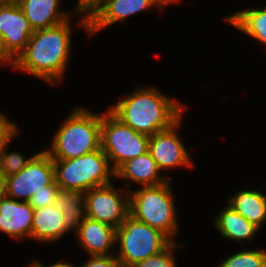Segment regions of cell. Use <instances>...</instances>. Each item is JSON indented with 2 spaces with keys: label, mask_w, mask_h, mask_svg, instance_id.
<instances>
[{
  "label": "cell",
  "mask_w": 266,
  "mask_h": 267,
  "mask_svg": "<svg viewBox=\"0 0 266 267\" xmlns=\"http://www.w3.org/2000/svg\"><path fill=\"white\" fill-rule=\"evenodd\" d=\"M72 18L52 28L34 31L11 70L41 79L51 86L62 83L72 55Z\"/></svg>",
  "instance_id": "6da1fadb"
},
{
  "label": "cell",
  "mask_w": 266,
  "mask_h": 267,
  "mask_svg": "<svg viewBox=\"0 0 266 267\" xmlns=\"http://www.w3.org/2000/svg\"><path fill=\"white\" fill-rule=\"evenodd\" d=\"M186 108L176 98L150 85L134 88L107 109L123 124L150 137L171 128L185 116Z\"/></svg>",
  "instance_id": "7a4b0ae2"
},
{
  "label": "cell",
  "mask_w": 266,
  "mask_h": 267,
  "mask_svg": "<svg viewBox=\"0 0 266 267\" xmlns=\"http://www.w3.org/2000/svg\"><path fill=\"white\" fill-rule=\"evenodd\" d=\"M45 148L52 160H69L101 148V113L74 106Z\"/></svg>",
  "instance_id": "3957f363"
},
{
  "label": "cell",
  "mask_w": 266,
  "mask_h": 267,
  "mask_svg": "<svg viewBox=\"0 0 266 267\" xmlns=\"http://www.w3.org/2000/svg\"><path fill=\"white\" fill-rule=\"evenodd\" d=\"M171 185L170 179L160 185L133 189L129 192V214L176 242L180 223Z\"/></svg>",
  "instance_id": "277c9868"
},
{
  "label": "cell",
  "mask_w": 266,
  "mask_h": 267,
  "mask_svg": "<svg viewBox=\"0 0 266 267\" xmlns=\"http://www.w3.org/2000/svg\"><path fill=\"white\" fill-rule=\"evenodd\" d=\"M55 181L61 189L79 190L81 193L112 183L115 171L100 148L89 154L69 160H53Z\"/></svg>",
  "instance_id": "5b68a950"
},
{
  "label": "cell",
  "mask_w": 266,
  "mask_h": 267,
  "mask_svg": "<svg viewBox=\"0 0 266 267\" xmlns=\"http://www.w3.org/2000/svg\"><path fill=\"white\" fill-rule=\"evenodd\" d=\"M172 241L161 231L128 215L116 229L115 257L121 267H132L137 262L163 251Z\"/></svg>",
  "instance_id": "8992f818"
},
{
  "label": "cell",
  "mask_w": 266,
  "mask_h": 267,
  "mask_svg": "<svg viewBox=\"0 0 266 267\" xmlns=\"http://www.w3.org/2000/svg\"><path fill=\"white\" fill-rule=\"evenodd\" d=\"M149 136L123 124L108 109L101 111V149L116 171L123 163L148 151Z\"/></svg>",
  "instance_id": "52a82bcc"
},
{
  "label": "cell",
  "mask_w": 266,
  "mask_h": 267,
  "mask_svg": "<svg viewBox=\"0 0 266 267\" xmlns=\"http://www.w3.org/2000/svg\"><path fill=\"white\" fill-rule=\"evenodd\" d=\"M110 183L84 192L86 217L115 227L129 215V192Z\"/></svg>",
  "instance_id": "ba28073f"
},
{
  "label": "cell",
  "mask_w": 266,
  "mask_h": 267,
  "mask_svg": "<svg viewBox=\"0 0 266 267\" xmlns=\"http://www.w3.org/2000/svg\"><path fill=\"white\" fill-rule=\"evenodd\" d=\"M55 180L53 160L45 151H38L17 174L6 177L7 197L28 202L33 194Z\"/></svg>",
  "instance_id": "9c48e42d"
},
{
  "label": "cell",
  "mask_w": 266,
  "mask_h": 267,
  "mask_svg": "<svg viewBox=\"0 0 266 267\" xmlns=\"http://www.w3.org/2000/svg\"><path fill=\"white\" fill-rule=\"evenodd\" d=\"M182 120L183 117L171 128L149 137L148 151L162 173L169 169L184 167L191 170L195 167L192 154L178 134Z\"/></svg>",
  "instance_id": "30bf717a"
},
{
  "label": "cell",
  "mask_w": 266,
  "mask_h": 267,
  "mask_svg": "<svg viewBox=\"0 0 266 267\" xmlns=\"http://www.w3.org/2000/svg\"><path fill=\"white\" fill-rule=\"evenodd\" d=\"M156 8L162 12V7L156 0H103L88 15V33L91 38L99 31L110 28L116 23H125L131 16L141 14L147 10Z\"/></svg>",
  "instance_id": "8fae6325"
},
{
  "label": "cell",
  "mask_w": 266,
  "mask_h": 267,
  "mask_svg": "<svg viewBox=\"0 0 266 267\" xmlns=\"http://www.w3.org/2000/svg\"><path fill=\"white\" fill-rule=\"evenodd\" d=\"M34 33L16 1L0 2V38L5 54L14 62Z\"/></svg>",
  "instance_id": "7c38bea8"
},
{
  "label": "cell",
  "mask_w": 266,
  "mask_h": 267,
  "mask_svg": "<svg viewBox=\"0 0 266 267\" xmlns=\"http://www.w3.org/2000/svg\"><path fill=\"white\" fill-rule=\"evenodd\" d=\"M16 2L34 31L52 28L72 16L80 17L81 15L78 24L75 25L88 33V16L75 8L72 10L73 12L63 11L60 7L63 0H17Z\"/></svg>",
  "instance_id": "4fadbf2b"
},
{
  "label": "cell",
  "mask_w": 266,
  "mask_h": 267,
  "mask_svg": "<svg viewBox=\"0 0 266 267\" xmlns=\"http://www.w3.org/2000/svg\"><path fill=\"white\" fill-rule=\"evenodd\" d=\"M115 178H118V181L124 180L123 188L131 192L133 183L140 187L156 186L167 182L171 177L166 173L162 174L150 152L147 151L123 163L115 171Z\"/></svg>",
  "instance_id": "5bb4252c"
},
{
  "label": "cell",
  "mask_w": 266,
  "mask_h": 267,
  "mask_svg": "<svg viewBox=\"0 0 266 267\" xmlns=\"http://www.w3.org/2000/svg\"><path fill=\"white\" fill-rule=\"evenodd\" d=\"M73 233L79 243L78 246L85 250L87 255L96 256L115 254V227L85 217Z\"/></svg>",
  "instance_id": "9a60e30c"
},
{
  "label": "cell",
  "mask_w": 266,
  "mask_h": 267,
  "mask_svg": "<svg viewBox=\"0 0 266 267\" xmlns=\"http://www.w3.org/2000/svg\"><path fill=\"white\" fill-rule=\"evenodd\" d=\"M34 208L28 203L5 197L0 202V231L14 240H31Z\"/></svg>",
  "instance_id": "2e32d148"
},
{
  "label": "cell",
  "mask_w": 266,
  "mask_h": 267,
  "mask_svg": "<svg viewBox=\"0 0 266 267\" xmlns=\"http://www.w3.org/2000/svg\"><path fill=\"white\" fill-rule=\"evenodd\" d=\"M72 230L54 204L34 209L31 240L40 244L60 241Z\"/></svg>",
  "instance_id": "e0dca14e"
},
{
  "label": "cell",
  "mask_w": 266,
  "mask_h": 267,
  "mask_svg": "<svg viewBox=\"0 0 266 267\" xmlns=\"http://www.w3.org/2000/svg\"><path fill=\"white\" fill-rule=\"evenodd\" d=\"M225 206L213 218V227L220 234L221 238L236 242L245 247V243L253 242L256 234L261 230L246 220L231 205L227 203Z\"/></svg>",
  "instance_id": "ac0fdd59"
},
{
  "label": "cell",
  "mask_w": 266,
  "mask_h": 267,
  "mask_svg": "<svg viewBox=\"0 0 266 267\" xmlns=\"http://www.w3.org/2000/svg\"><path fill=\"white\" fill-rule=\"evenodd\" d=\"M231 205L246 220L260 230L266 224V193L257 189H239L227 199Z\"/></svg>",
  "instance_id": "d6986e66"
},
{
  "label": "cell",
  "mask_w": 266,
  "mask_h": 267,
  "mask_svg": "<svg viewBox=\"0 0 266 267\" xmlns=\"http://www.w3.org/2000/svg\"><path fill=\"white\" fill-rule=\"evenodd\" d=\"M229 26L244 33L266 47V5L264 7H245L233 14L223 16ZM266 50V49H265Z\"/></svg>",
  "instance_id": "ffe728a7"
},
{
  "label": "cell",
  "mask_w": 266,
  "mask_h": 267,
  "mask_svg": "<svg viewBox=\"0 0 266 267\" xmlns=\"http://www.w3.org/2000/svg\"><path fill=\"white\" fill-rule=\"evenodd\" d=\"M53 204L63 214L73 232L86 217L84 194L79 190L60 188Z\"/></svg>",
  "instance_id": "44dd1931"
},
{
  "label": "cell",
  "mask_w": 266,
  "mask_h": 267,
  "mask_svg": "<svg viewBox=\"0 0 266 267\" xmlns=\"http://www.w3.org/2000/svg\"><path fill=\"white\" fill-rule=\"evenodd\" d=\"M245 248L230 254L216 267H266L265 249L261 247H257L256 250L247 249L246 246Z\"/></svg>",
  "instance_id": "7402d4cb"
},
{
  "label": "cell",
  "mask_w": 266,
  "mask_h": 267,
  "mask_svg": "<svg viewBox=\"0 0 266 267\" xmlns=\"http://www.w3.org/2000/svg\"><path fill=\"white\" fill-rule=\"evenodd\" d=\"M184 245L179 241L171 242L163 251L137 262L132 267H178L175 252L184 248Z\"/></svg>",
  "instance_id": "603a6c76"
},
{
  "label": "cell",
  "mask_w": 266,
  "mask_h": 267,
  "mask_svg": "<svg viewBox=\"0 0 266 267\" xmlns=\"http://www.w3.org/2000/svg\"><path fill=\"white\" fill-rule=\"evenodd\" d=\"M10 144L11 142L7 145L0 160V171L6 177L19 173L36 154L34 153L32 156L26 158V156L19 151L10 152L8 150Z\"/></svg>",
  "instance_id": "cb8c5ba5"
},
{
  "label": "cell",
  "mask_w": 266,
  "mask_h": 267,
  "mask_svg": "<svg viewBox=\"0 0 266 267\" xmlns=\"http://www.w3.org/2000/svg\"><path fill=\"white\" fill-rule=\"evenodd\" d=\"M19 130L18 125L7 114L0 112V160L7 145L19 136Z\"/></svg>",
  "instance_id": "d4e9b609"
},
{
  "label": "cell",
  "mask_w": 266,
  "mask_h": 267,
  "mask_svg": "<svg viewBox=\"0 0 266 267\" xmlns=\"http://www.w3.org/2000/svg\"><path fill=\"white\" fill-rule=\"evenodd\" d=\"M59 189L60 187L54 180L50 185L43 187L42 190L33 194L28 203L34 209L52 205L56 200Z\"/></svg>",
  "instance_id": "484cf974"
},
{
  "label": "cell",
  "mask_w": 266,
  "mask_h": 267,
  "mask_svg": "<svg viewBox=\"0 0 266 267\" xmlns=\"http://www.w3.org/2000/svg\"><path fill=\"white\" fill-rule=\"evenodd\" d=\"M81 264L78 267H121L115 254L89 256L88 260H84Z\"/></svg>",
  "instance_id": "4316f807"
},
{
  "label": "cell",
  "mask_w": 266,
  "mask_h": 267,
  "mask_svg": "<svg viewBox=\"0 0 266 267\" xmlns=\"http://www.w3.org/2000/svg\"><path fill=\"white\" fill-rule=\"evenodd\" d=\"M34 261L40 266V267H77L75 264H73L72 262L68 261L67 262L64 260V261H57V262H54L53 264L51 263L50 265L48 264L45 265L43 262H41L40 260L34 258Z\"/></svg>",
  "instance_id": "83f0119b"
},
{
  "label": "cell",
  "mask_w": 266,
  "mask_h": 267,
  "mask_svg": "<svg viewBox=\"0 0 266 267\" xmlns=\"http://www.w3.org/2000/svg\"><path fill=\"white\" fill-rule=\"evenodd\" d=\"M13 61L5 54L0 38V66L12 68Z\"/></svg>",
  "instance_id": "f1b7e54d"
},
{
  "label": "cell",
  "mask_w": 266,
  "mask_h": 267,
  "mask_svg": "<svg viewBox=\"0 0 266 267\" xmlns=\"http://www.w3.org/2000/svg\"><path fill=\"white\" fill-rule=\"evenodd\" d=\"M75 9L83 11L87 16L89 15V0H77Z\"/></svg>",
  "instance_id": "f546056e"
},
{
  "label": "cell",
  "mask_w": 266,
  "mask_h": 267,
  "mask_svg": "<svg viewBox=\"0 0 266 267\" xmlns=\"http://www.w3.org/2000/svg\"><path fill=\"white\" fill-rule=\"evenodd\" d=\"M7 197L6 176L0 171V202Z\"/></svg>",
  "instance_id": "4dcf8cb0"
},
{
  "label": "cell",
  "mask_w": 266,
  "mask_h": 267,
  "mask_svg": "<svg viewBox=\"0 0 266 267\" xmlns=\"http://www.w3.org/2000/svg\"><path fill=\"white\" fill-rule=\"evenodd\" d=\"M157 3L162 7L163 10L166 9V7H170V5L174 4H178L180 2H182V0H156Z\"/></svg>",
  "instance_id": "1f68e13d"
},
{
  "label": "cell",
  "mask_w": 266,
  "mask_h": 267,
  "mask_svg": "<svg viewBox=\"0 0 266 267\" xmlns=\"http://www.w3.org/2000/svg\"><path fill=\"white\" fill-rule=\"evenodd\" d=\"M103 0H89V14L102 2Z\"/></svg>",
  "instance_id": "d6a6232c"
},
{
  "label": "cell",
  "mask_w": 266,
  "mask_h": 267,
  "mask_svg": "<svg viewBox=\"0 0 266 267\" xmlns=\"http://www.w3.org/2000/svg\"><path fill=\"white\" fill-rule=\"evenodd\" d=\"M26 267H40L34 260Z\"/></svg>",
  "instance_id": "836d02e7"
}]
</instances>
